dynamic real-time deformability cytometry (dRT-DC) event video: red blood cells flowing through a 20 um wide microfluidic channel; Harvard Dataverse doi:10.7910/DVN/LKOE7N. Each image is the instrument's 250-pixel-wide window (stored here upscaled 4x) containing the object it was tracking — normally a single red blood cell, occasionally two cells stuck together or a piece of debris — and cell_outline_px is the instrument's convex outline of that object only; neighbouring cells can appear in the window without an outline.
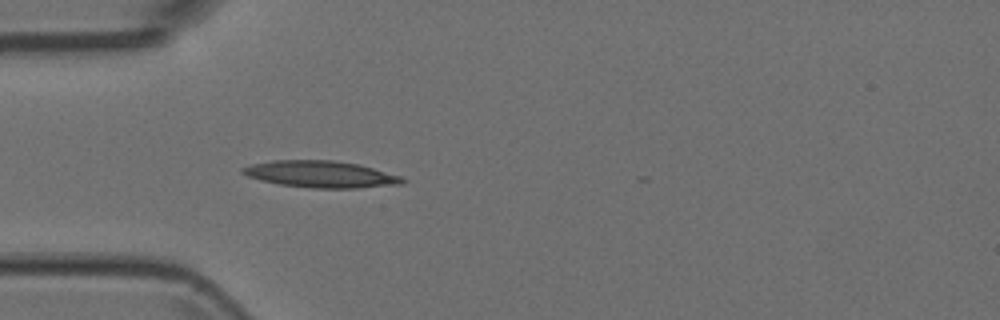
{"species": "Egyptian fruit bat (a non-hibernating species)", "species_latin": "Rousettus aegyptiacus", "temperature_condition": "room temperature", "stored_images_in_passage": 4, "camera_frame_rate_fps": 3000, "um_per_image_px": 0.085, "animal": {"sex": "female"}, "frame": {"image": 1, "passage_image": 4, "time_ms": 1.0, "image_size_px": [1000, 320], "cell_outline_px": [[408, 180], [400, 184], [356, 188], [312, 188], [280, 184], [260, 180], [248, 176], [240, 172], [240, 168], [252, 164], [272, 160], [332, 160], [360, 164], [400, 176]], "centroid_in_image_um": [27.25, 14.8], "position_along_channel_um": 57.8, "area_um2": 24.85}}